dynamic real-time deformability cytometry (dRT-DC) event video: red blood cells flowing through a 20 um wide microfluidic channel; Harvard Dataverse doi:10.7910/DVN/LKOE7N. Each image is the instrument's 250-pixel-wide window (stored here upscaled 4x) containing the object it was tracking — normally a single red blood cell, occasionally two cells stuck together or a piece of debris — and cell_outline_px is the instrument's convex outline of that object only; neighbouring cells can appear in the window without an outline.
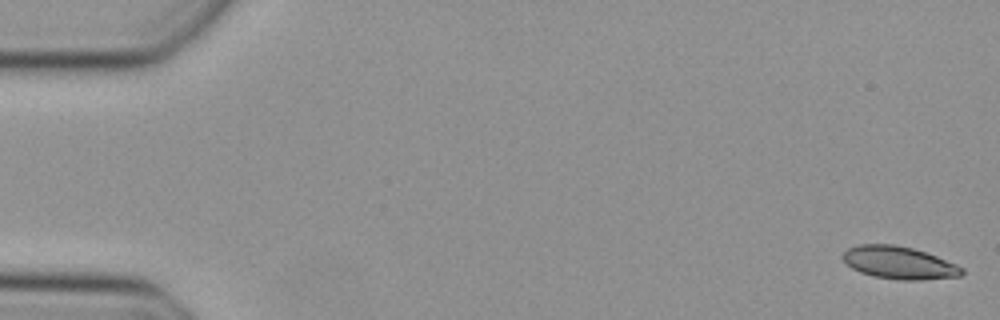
{"species": "Egyptian fruit bat (a non-hibernating species)", "species_latin": "Rousettus aegyptiacus", "temperature_condition": "cold", "stored_images_in_passage": 48, "camera_frame_rate_fps": 3000, "um_per_image_px": 0.085, "animal": {"sex": "female"}, "frame": {"image": 1, "passage_image": 1, "time_ms": 0.0, "image_size_px": [1000, 320], "cell_outline_px": [[964, 272], [960, 276], [920, 280], [896, 280], [872, 276], [860, 272], [852, 268], [840, 256], [848, 248], [860, 244], [892, 244], [912, 248], [936, 256], [956, 264], [964, 268]], "centroid_in_image_um": [76.41, 22.34], "position_along_channel_um": 8.6, "area_um2": 22.6}}
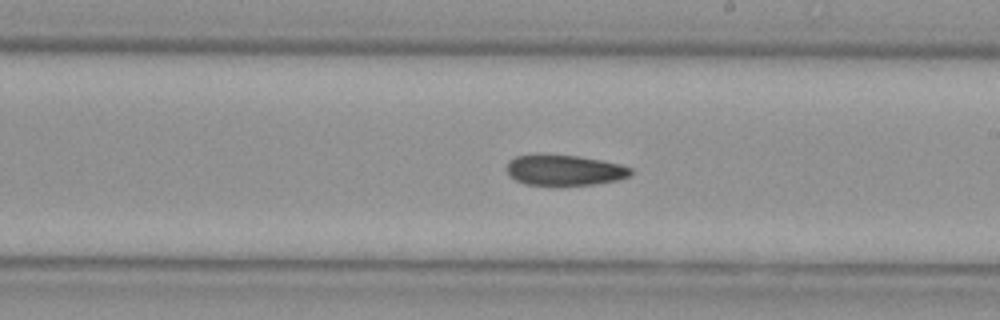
{"frame": {"image": 2, "passage_image": 28, "time_ms": 9.0, "image_size_px": [1000, 320], "cell_outline_px": [[632, 172], [628, 176], [620, 180], [592, 184], [556, 188], [552, 188], [524, 184], [516, 180], [508, 172], [508, 160], [516, 156], [540, 152], [580, 156], [620, 164], [632, 168]], "centroid_in_image_um": [47.94, 14.47], "position_along_channel_um": 241.1, "area_um2": 23.29}}
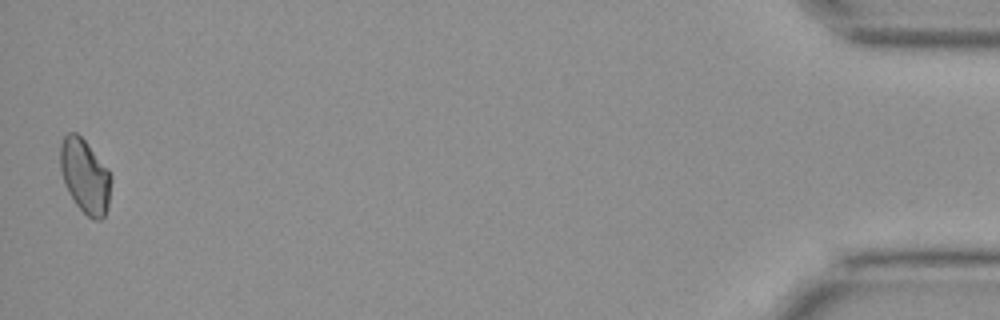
{"frame": {"image": 3, "passage_image": 48, "time_ms": 15.667, "image_size_px": [1000, 320], "cell_outline_px": [[112, 180], [108, 208], [104, 216], [100, 220], [96, 220], [88, 216], [76, 204], [64, 180], [60, 168], [60, 144], [64, 136], [68, 132], [76, 132], [84, 140], [108, 168], [112, 176]], "centroid_in_image_um": [7.25, 14.95], "position_along_channel_um": 427.9, "area_um2": 21.79}}